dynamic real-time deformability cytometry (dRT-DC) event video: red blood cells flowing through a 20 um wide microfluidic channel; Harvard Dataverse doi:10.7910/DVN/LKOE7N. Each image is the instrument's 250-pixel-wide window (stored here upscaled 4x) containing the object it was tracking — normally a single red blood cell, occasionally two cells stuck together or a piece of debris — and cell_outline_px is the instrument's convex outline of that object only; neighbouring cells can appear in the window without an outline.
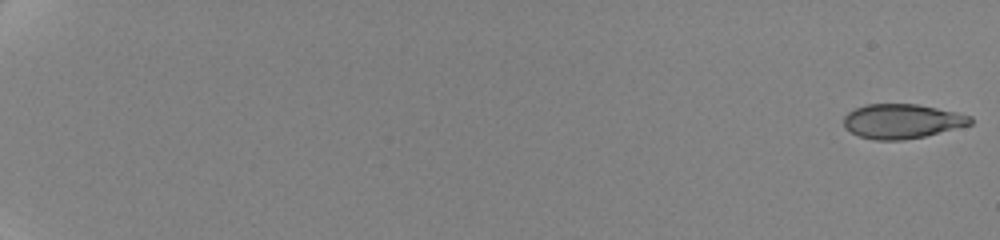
{"species": "human", "species_latin": "Homo sapiens", "temperature_condition": "cold", "stored_images_in_passage": 57, "camera_frame_rate_fps": 3000, "um_per_image_px": 0.085, "donor": {"sex": "female"}, "frame": {"image": 1, "passage_image": 1, "time_ms": 0.0, "image_size_px": [1000, 240], "cell_outline_px": [[972, 124], [924, 136], [900, 140], [876, 140], [860, 136], [844, 128], [844, 116], [848, 112], [864, 104], [916, 104], [956, 112], [972, 116]], "centroid_in_image_um": [76.65, 10.3], "position_along_channel_um": 8.3, "area_um2": 25.26}}
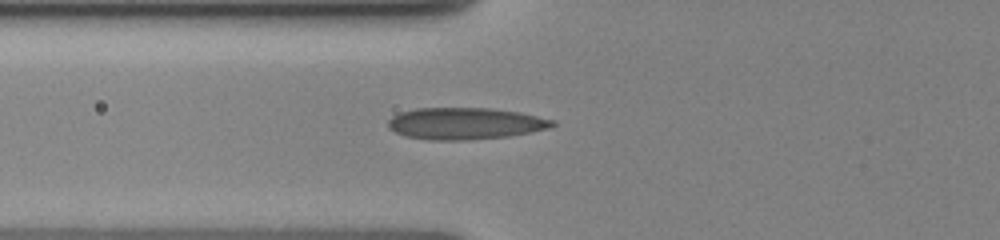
{"frame": {"image": 2, "passage_image": 27, "time_ms": 8.667, "image_size_px": [1000, 240], "cell_outline_px": [[556, 124], [552, 128], [508, 136], [468, 140], [432, 140], [404, 136], [388, 128], [388, 120], [392, 116], [400, 112], [416, 108], [492, 108], [520, 112], [556, 120]], "centroid_in_image_um": [39.56, 10.49], "position_along_channel_um": 86.2, "area_um2": 30.63}}
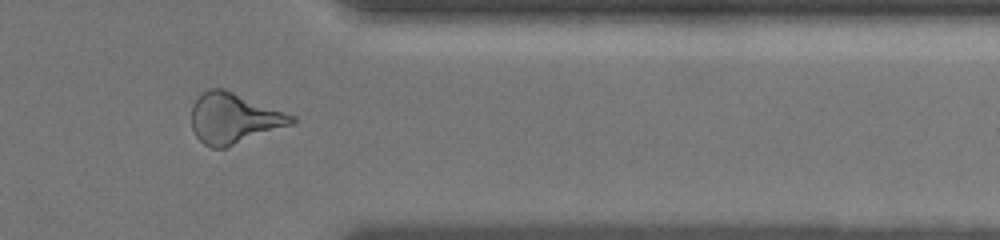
{"frame": {"image": 3, "passage_image": 48, "time_ms": 17.333, "image_size_px": [1000, 240], "cell_outline_px": [[296, 120], [292, 124], [224, 148], [212, 148], [204, 144], [196, 136], [192, 128], [192, 104], [208, 88], [224, 88], [296, 116]], "centroid_in_image_um": [19.87, 10.05], "position_along_channel_um": 391.5, "area_um2": 29.19}, "authors_computed_cell_mechanics": {"area_um2": 27.8018, "velocity_mm_per_s": 3.5493, "shape_relaxation_time_tau1_ms": 5.6007, "shape_relaxation_time_tau2_ms": 2.4754, "deformation_change_tau1": 0.1171, "deformation_change_tau2": 0.0829}}